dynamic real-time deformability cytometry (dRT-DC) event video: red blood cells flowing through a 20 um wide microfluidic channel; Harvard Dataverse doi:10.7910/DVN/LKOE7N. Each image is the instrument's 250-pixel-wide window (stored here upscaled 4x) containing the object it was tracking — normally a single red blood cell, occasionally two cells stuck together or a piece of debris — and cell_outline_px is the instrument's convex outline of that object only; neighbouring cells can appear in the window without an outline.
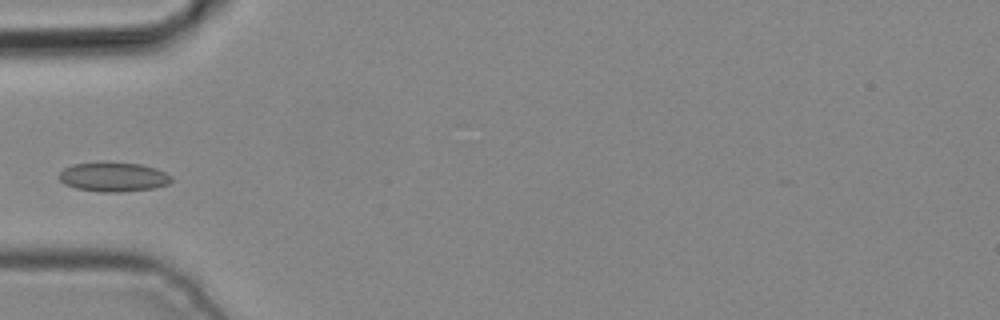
{"species": "common noctule bat (a hibernating species)", "species_latin": "Nyctalus noctula", "temperature_condition": "cold", "stored_images_in_passage": 1, "camera_frame_rate_fps": 3000, "um_per_image_px": 0.085, "animal": {"sex": "male", "body_mass_g": 19.2, "forearm_length_mm": 51.8}, "frame": {"image": 1, "passage_image": 1, "time_ms": 0.0, "image_size_px": [1000, 320], "cell_outline_px": [[172, 180], [168, 184], [152, 188], [120, 192], [104, 192], [76, 188], [64, 184], [60, 180], [60, 172], [64, 168], [72, 164], [100, 160], [104, 160], [140, 164], [156, 168], [172, 176]], "centroid_in_image_um": [9.61, 15.0], "position_along_channel_um": 75.4, "area_um2": 19.59}}